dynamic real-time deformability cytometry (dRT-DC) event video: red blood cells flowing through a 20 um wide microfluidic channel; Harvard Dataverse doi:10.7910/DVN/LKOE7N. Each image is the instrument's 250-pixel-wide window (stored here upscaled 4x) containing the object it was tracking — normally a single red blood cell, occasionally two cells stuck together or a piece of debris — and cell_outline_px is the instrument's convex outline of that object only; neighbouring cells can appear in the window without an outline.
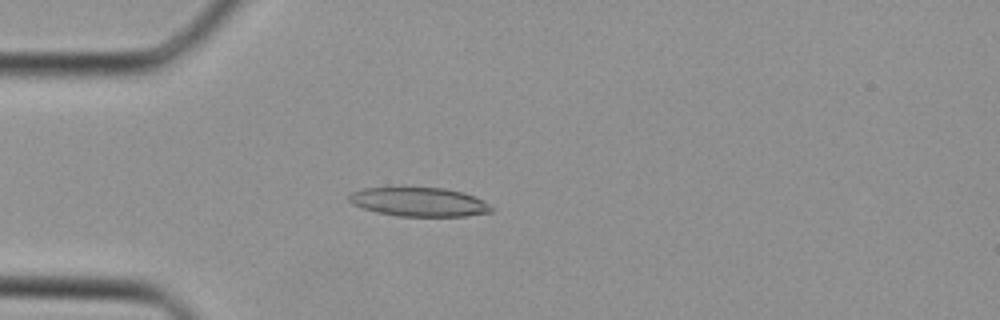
{"species": "Egyptian fruit bat (a non-hibernating species)", "species_latin": "Rousettus aegyptiacus", "temperature_condition": "cold", "stored_images_in_passage": 28, "camera_frame_rate_fps": 3000, "um_per_image_px": 0.085, "animal": {"sex": "female"}, "frame": {"image": 1, "passage_image": 3, "time_ms": 0.667, "image_size_px": [1000, 320], "cell_outline_px": [[496, 208], [492, 212], [464, 216], [396, 216], [376, 212], [352, 204], [348, 200], [348, 196], [352, 192], [364, 188], [444, 188], [464, 192]], "centroid_in_image_um": [35.62, 17.17], "position_along_channel_um": 49.4, "area_um2": 23.87}}
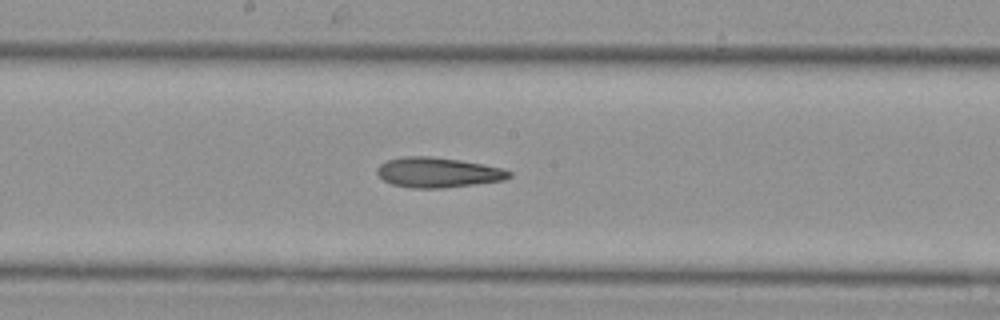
{"frame": {"image": 2, "passage_image": 13, "time_ms": 4.0, "image_size_px": [1000, 320], "cell_outline_px": [[512, 176], [504, 180], [476, 184], [444, 188], [412, 188], [392, 184], [384, 180], [376, 172], [376, 168], [380, 164], [388, 160], [404, 156], [428, 156], [460, 160], [484, 164], [500, 168], [512, 172]], "centroid_in_image_um": [37.22, 14.66], "position_along_channel_um": 211.0, "area_um2": 23.12}}
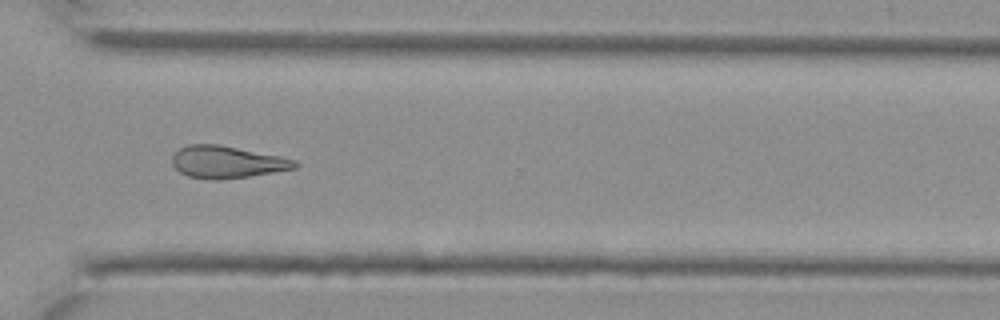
{"frame": {"image": 3, "passage_image": 21, "time_ms": 6.667, "image_size_px": [1000, 320], "cell_outline_px": [[300, 164], [296, 168], [248, 176], [216, 180], [212, 180], [188, 176], [180, 172], [172, 164], [172, 156], [180, 148], [188, 144], [220, 144], [280, 156], [296, 160]], "centroid_in_image_um": [19.29, 13.76], "position_along_channel_um": 351.3, "area_um2": 22.95}}